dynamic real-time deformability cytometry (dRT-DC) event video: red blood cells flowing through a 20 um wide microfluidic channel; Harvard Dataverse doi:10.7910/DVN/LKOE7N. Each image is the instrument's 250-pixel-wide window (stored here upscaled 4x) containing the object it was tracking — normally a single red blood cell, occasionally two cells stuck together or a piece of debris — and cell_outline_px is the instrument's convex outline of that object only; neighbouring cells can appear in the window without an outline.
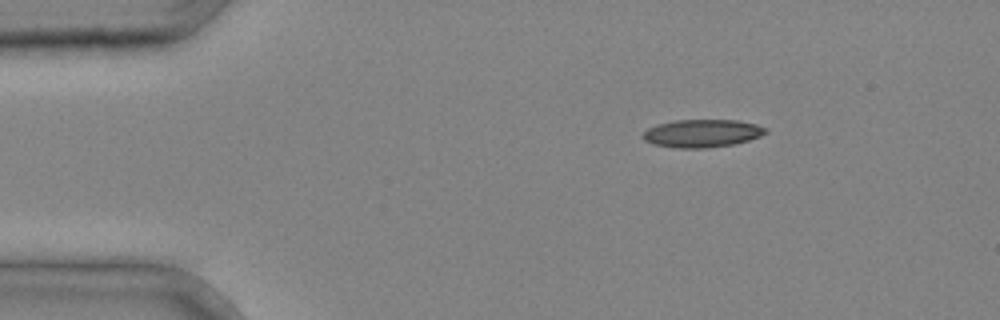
{"species": "common noctule bat (a hibernating species)", "species_latin": "Nyctalus noctula", "temperature_condition": "cold", "stored_images_in_passage": 2, "camera_frame_rate_fps": 3000, "um_per_image_px": 0.085, "animal": {"sex": "male", "body_mass_g": 20.4}, "frame": {"image": 1, "passage_image": 2, "time_ms": 0.333, "image_size_px": [1000, 320], "cell_outline_px": [[768, 132], [760, 136], [748, 140], [732, 144], [704, 148], [680, 148], [652, 144], [644, 140], [640, 136], [648, 128], [656, 124], [676, 120], [736, 120], [756, 124], [768, 128]], "centroid_in_image_um": [59.66, 11.32], "position_along_channel_um": 25.3, "area_um2": 19.94}}